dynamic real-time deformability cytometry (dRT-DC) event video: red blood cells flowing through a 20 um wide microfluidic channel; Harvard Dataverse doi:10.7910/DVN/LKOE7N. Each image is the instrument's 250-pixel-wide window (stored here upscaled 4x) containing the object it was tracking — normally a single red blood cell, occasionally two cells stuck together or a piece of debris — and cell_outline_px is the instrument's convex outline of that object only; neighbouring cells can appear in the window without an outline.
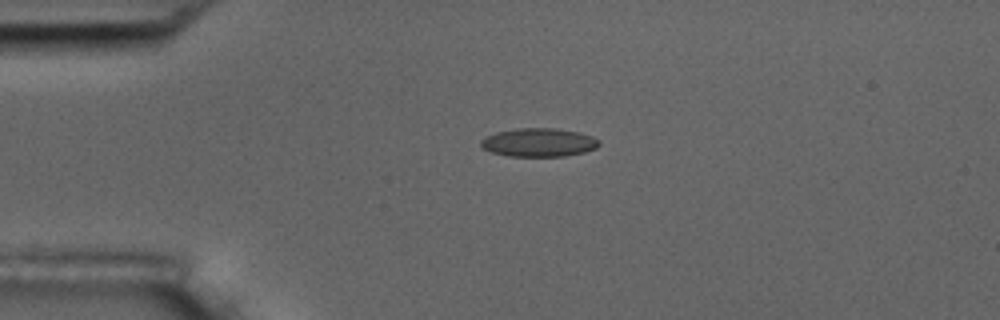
{"species": "common noctule bat (a hibernating species)", "species_latin": "Nyctalus noctula", "temperature_condition": "room temperature", "stored_images_in_passage": 3, "camera_frame_rate_fps": 3000, "um_per_image_px": 0.085, "animal": {"sex": "male", "body_mass_g": 17.5, "forearm_length_mm": 52.3}, "frame": {"image": 1, "passage_image": 2, "time_ms": 2.333, "image_size_px": [1000, 320], "cell_outline_px": [[600, 144], [596, 148], [584, 152], [564, 156], [508, 156], [492, 152], [484, 148], [480, 144], [480, 140], [496, 132], [516, 128], [556, 128], [580, 132], [592, 136], [600, 140]], "centroid_in_image_um": [45.83, 12.1], "position_along_channel_um": 39.2, "area_um2": 19.65}}